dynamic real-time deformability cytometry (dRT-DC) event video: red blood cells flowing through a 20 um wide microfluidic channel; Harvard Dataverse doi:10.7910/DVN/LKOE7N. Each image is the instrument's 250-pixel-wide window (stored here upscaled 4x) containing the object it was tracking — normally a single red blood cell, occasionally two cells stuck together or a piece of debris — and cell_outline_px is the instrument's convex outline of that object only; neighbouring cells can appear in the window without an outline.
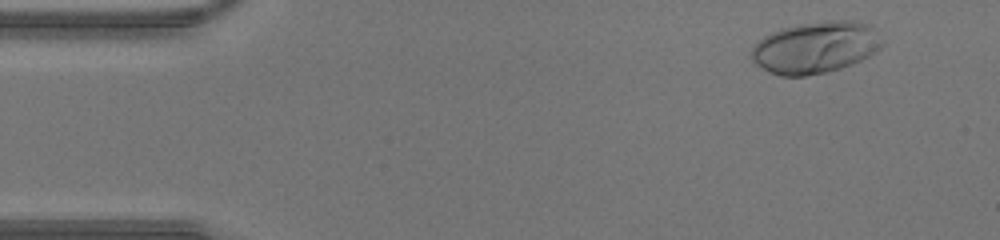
{"species": "human", "species_latin": "Homo sapiens", "temperature_condition": "warm", "stored_images_in_passage": 44, "camera_frame_rate_fps": 3000, "um_per_image_px": 0.085, "donor": {"sex": "male"}, "frame": {"image": 1, "passage_image": 3, "time_ms": 0.667, "image_size_px": [1000, 240], "cell_outline_px": [[884, 44], [876, 52], [852, 64], [840, 68], [824, 72], [804, 76], [780, 76], [768, 72], [756, 64], [752, 60], [748, 52], [764, 36], [780, 28], [800, 24], [828, 20], [856, 20], [872, 24]], "centroid_in_image_um": [69.32, 4.02], "position_along_channel_um": 15.7, "area_um2": 39.71}}
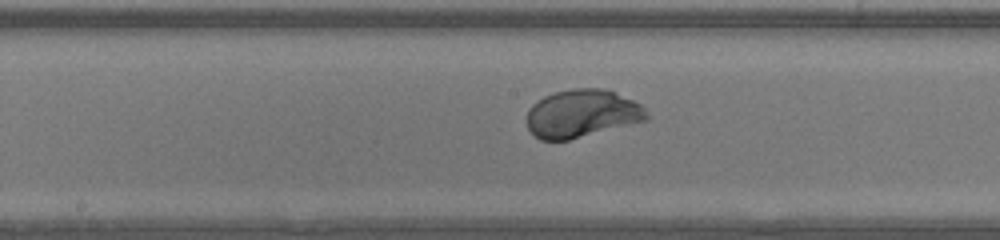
{"frame": {"image": 2, "passage_image": 22, "time_ms": 7.0, "image_size_px": [1000, 240], "cell_outline_px": [[648, 120], [568, 140], [540, 140], [528, 128], [528, 108], [532, 104], [544, 96], [556, 92], [576, 88], [604, 88], [616, 92], [640, 104], [644, 108], [648, 116]], "centroid_in_image_um": [49.47, 9.65], "position_along_channel_um": 198.7, "area_um2": 33.29}}
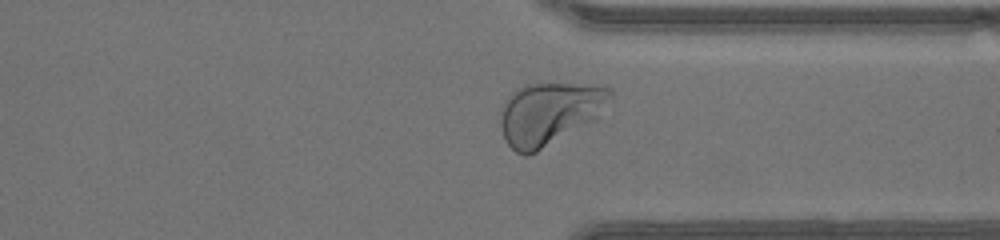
{"frame": {"image": 3, "passage_image": 33, "time_ms": 10.667, "image_size_px": [1000, 240], "cell_outline_px": [[612, 96], [596, 120], [536, 152], [524, 156], [516, 152], [504, 140], [500, 124], [500, 120], [504, 104], [508, 96], [512, 92], [528, 84], [576, 84], [612, 88]], "centroid_in_image_um": [46.69, 9.66], "position_along_channel_um": 364.7, "area_um2": 39.65}}